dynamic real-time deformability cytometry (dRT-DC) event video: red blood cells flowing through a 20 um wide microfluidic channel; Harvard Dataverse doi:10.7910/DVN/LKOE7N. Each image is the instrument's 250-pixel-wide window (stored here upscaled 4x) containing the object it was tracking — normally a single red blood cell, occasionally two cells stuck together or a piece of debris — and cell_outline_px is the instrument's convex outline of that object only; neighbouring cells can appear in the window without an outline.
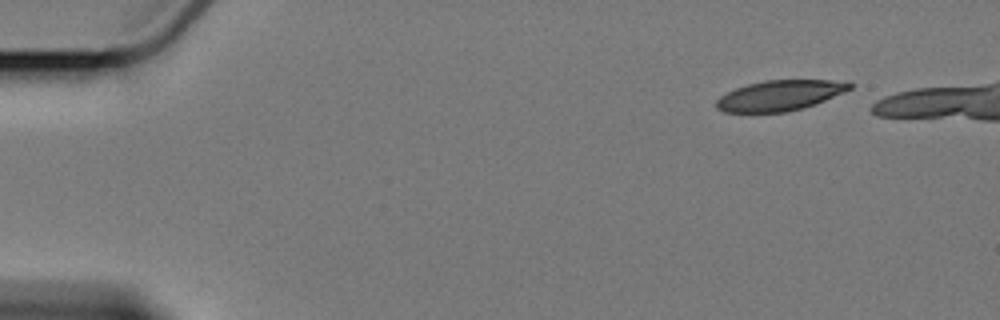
{"species": "Egyptian fruit bat (a non-hibernating species)", "species_latin": "Rousettus aegyptiacus", "temperature_condition": "cold", "stored_images_in_passage": 4, "camera_frame_rate_fps": 3000, "um_per_image_px": 0.085, "animal": {"sex": "female"}, "frame": {"image": 1, "passage_image": 1, "time_ms": 0.0, "image_size_px": [1000, 320], "cell_outline_px": [[856, 84], [852, 88], [844, 92], [816, 104], [804, 108], [788, 112], [724, 112], [716, 108], [716, 100], [720, 96], [736, 88], [748, 84], [764, 80], [848, 80]], "centroid_in_image_um": [66.35, 8.1], "position_along_channel_um": 18.6, "area_um2": 23.87}}
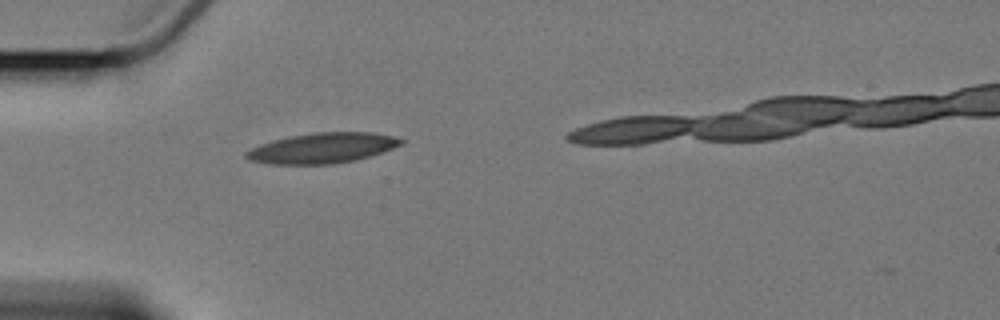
{"frame": {"image": 2, "passage_image": 4, "time_ms": 4.0, "image_size_px": [1000, 320], "cell_outline_px": [[404, 144], [356, 160], [332, 164], [268, 164], [248, 160], [244, 156], [244, 152], [260, 144], [272, 140], [288, 136], [312, 132], [372, 132], [396, 136], [404, 140]], "centroid_in_image_um": [27.38, 12.57], "position_along_channel_um": 57.6, "area_um2": 27.57}}